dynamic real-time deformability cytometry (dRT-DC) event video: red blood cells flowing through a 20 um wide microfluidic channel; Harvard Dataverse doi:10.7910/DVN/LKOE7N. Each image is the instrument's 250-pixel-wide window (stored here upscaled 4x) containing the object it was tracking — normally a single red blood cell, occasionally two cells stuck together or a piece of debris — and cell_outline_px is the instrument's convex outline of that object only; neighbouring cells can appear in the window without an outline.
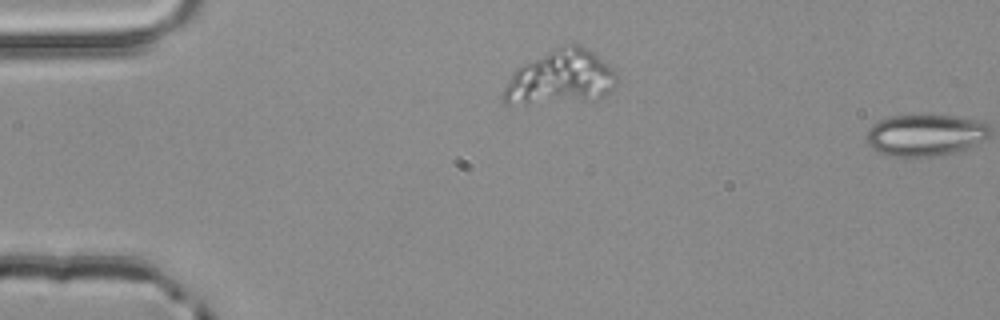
{"species": "common noctule bat (a hibernating species)", "species_latin": "Nyctalus noctula", "temperature_condition": "room temperature", "stored_images_in_passage": 2, "segment_of_instrument_passage": [1, 2], "camera_frame_rate_fps": 3000, "um_per_image_px": 0.085, "animal": {"sex": "male", "body_mass_g": 20.4}, "frame": {"image": 1, "passage_image": 1, "time_ms": 0.0, "image_size_px": [1000, 320], "cell_outline_px": [[616, 84], [612, 92], [600, 96], [584, 100], [508, 104], [504, 104], [500, 100], [500, 96], [512, 72], [516, 68], [560, 44], [572, 40], [580, 44], [592, 52], [608, 64], [616, 72]], "centroid_in_image_um": [47.62, 6.54], "position_along_channel_um": 37.4, "area_um2": 36.01}}